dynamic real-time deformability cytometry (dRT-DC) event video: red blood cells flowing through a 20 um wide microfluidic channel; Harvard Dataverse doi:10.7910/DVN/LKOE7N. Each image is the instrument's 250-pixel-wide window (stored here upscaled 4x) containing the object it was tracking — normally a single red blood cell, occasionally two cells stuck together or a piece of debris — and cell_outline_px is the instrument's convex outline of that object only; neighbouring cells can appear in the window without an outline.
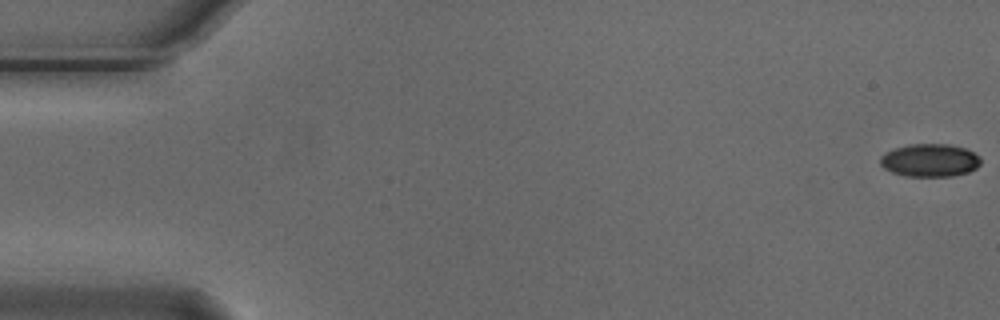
{"species": "Egyptian fruit bat (a non-hibernating species)", "species_latin": "Rousettus aegyptiacus", "temperature_condition": "cold", "stored_images_in_passage": 8, "camera_frame_rate_fps": 3000, "um_per_image_px": 0.085, "animal": {"sex": "male"}, "frame": {"image": 1, "passage_image": 1, "time_ms": 0.0, "image_size_px": [1000, 320], "cell_outline_px": [[980, 164], [976, 168], [968, 172], [952, 176], [904, 176], [892, 172], [884, 168], [880, 164], [880, 156], [896, 148], [912, 144], [948, 144], [964, 148], [980, 156]], "centroid_in_image_um": [79.04, 13.63], "position_along_channel_um": 6.0, "area_um2": 19.13}}
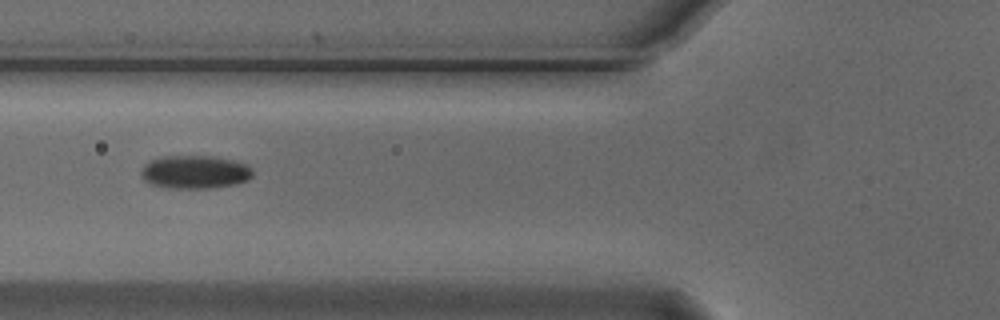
{"frame": {"image": 2, "passage_image": 6, "time_ms": 1.667, "image_size_px": [1000, 320], "cell_outline_px": [[252, 176], [248, 180], [236, 184], [212, 188], [168, 188], [152, 184], [144, 180], [140, 176], [140, 168], [148, 160], [164, 156], [212, 156], [236, 160], [248, 164], [252, 168]], "centroid_in_image_um": [16.56, 14.61], "position_along_channel_um": 109.2, "area_um2": 22.02}}
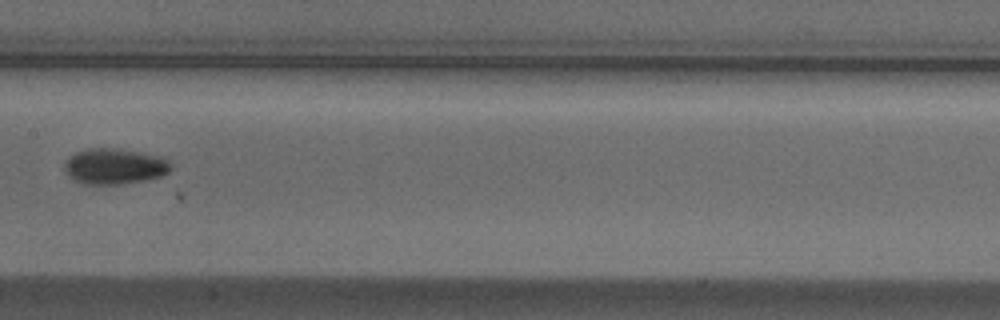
{"frame": {"image": 3, "passage_image": 8, "time_ms": 2.333, "image_size_px": [1000, 320], "cell_outline_px": [[172, 168], [168, 172], [160, 176], [148, 180], [120, 184], [80, 184], [64, 168], [64, 164], [68, 156], [76, 152], [88, 148], [120, 148], [160, 156], [168, 160], [172, 164]], "centroid_in_image_um": [9.76, 14.12], "position_along_channel_um": 197.6, "area_um2": 22.25}}